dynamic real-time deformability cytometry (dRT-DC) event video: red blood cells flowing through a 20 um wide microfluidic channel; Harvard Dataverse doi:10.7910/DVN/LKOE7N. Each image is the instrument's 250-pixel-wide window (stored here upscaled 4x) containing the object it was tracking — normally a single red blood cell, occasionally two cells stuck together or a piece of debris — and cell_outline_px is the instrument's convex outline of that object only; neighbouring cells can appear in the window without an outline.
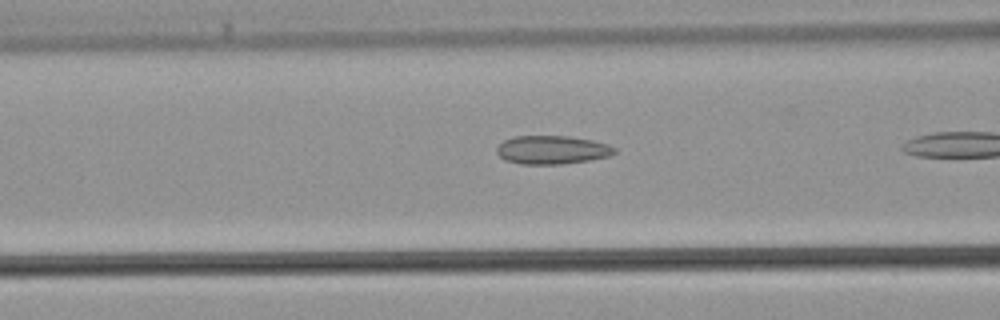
{"species": "common noctule bat (a hibernating species)", "species_latin": "Nyctalus noctula", "temperature_condition": "warm", "stored_images_in_passage": 6, "camera_frame_rate_fps": 3000, "um_per_image_px": 0.085, "animal": {"sex": "male", "body_mass_g": 21.5, "forearm_length_mm": 52.0}, "frame": {"image": 1, "passage_image": 5, "time_ms": 1.333, "image_size_px": [1000, 320], "cell_outline_px": [[616, 152], [608, 156], [592, 160], [560, 164], [520, 164], [504, 160], [496, 152], [496, 148], [504, 140], [516, 136], [568, 136], [592, 140], [608, 144], [616, 148]], "centroid_in_image_um": [46.93, 12.74], "position_along_channel_um": 119.7, "area_um2": 19.59}}